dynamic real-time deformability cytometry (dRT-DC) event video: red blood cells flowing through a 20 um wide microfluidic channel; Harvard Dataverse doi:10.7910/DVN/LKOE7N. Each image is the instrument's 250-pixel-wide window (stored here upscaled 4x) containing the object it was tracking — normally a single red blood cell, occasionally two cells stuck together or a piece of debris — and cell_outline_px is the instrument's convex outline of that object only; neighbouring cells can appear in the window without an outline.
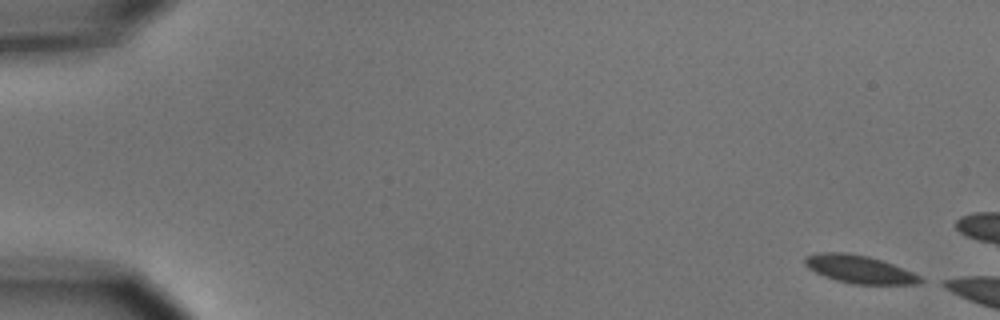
{"species": "common noctule bat (a hibernating species)", "species_latin": "Nyctalus noctula", "temperature_condition": "cold", "stored_images_in_passage": 4, "camera_frame_rate_fps": 3000, "um_per_image_px": 0.085, "animal": {"sex": "male", "body_mass_g": 15.6}, "frame": {"image": 1, "passage_image": 1, "time_ms": 0.0, "image_size_px": [1000, 320], "cell_outline_px": [[928, 280], [920, 284], [852, 284], [836, 280], [824, 276], [808, 268], [804, 264], [804, 256], [820, 252], [848, 252], [868, 256], [892, 264], [912, 272]], "centroid_in_image_um": [73.05, 22.89], "position_along_channel_um": 11.9, "area_um2": 18.9}}